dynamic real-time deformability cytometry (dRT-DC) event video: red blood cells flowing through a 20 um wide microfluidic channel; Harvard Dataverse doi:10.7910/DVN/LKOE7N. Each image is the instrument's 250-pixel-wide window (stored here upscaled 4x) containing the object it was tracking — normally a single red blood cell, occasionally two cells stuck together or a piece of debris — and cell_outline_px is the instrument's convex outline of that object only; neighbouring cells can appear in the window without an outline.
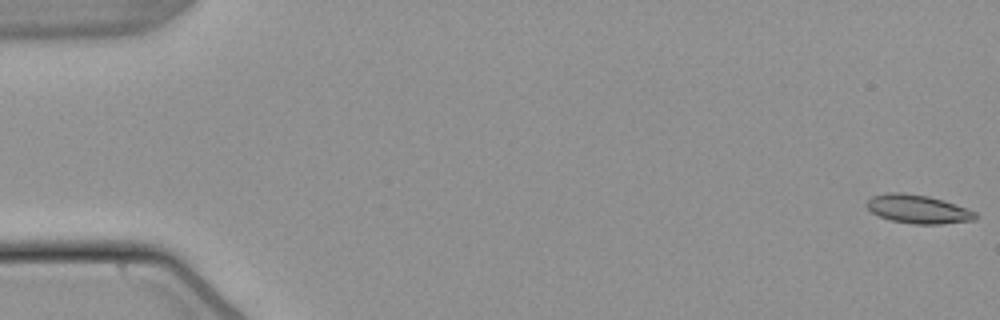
{"species": "common noctule bat (a hibernating species)", "species_latin": "Nyctalus noctula", "temperature_condition": "warm", "stored_images_in_passage": 54, "camera_frame_rate_fps": 3000, "um_per_image_px": 0.085, "animal": {"sex": "male", "body_mass_g": 21.5, "forearm_length_mm": 52.0}, "frame": {"image": 1, "passage_image": 1, "time_ms": 0.0, "image_size_px": [1000, 320], "cell_outline_px": [[980, 216], [976, 220], [940, 224], [912, 224], [892, 220], [880, 216], [872, 212], [868, 208], [868, 200], [872, 196], [888, 192], [900, 192], [928, 196], [976, 212]], "centroid_in_image_um": [78.04, 17.78], "position_along_channel_um": 7.0, "area_um2": 17.8}}
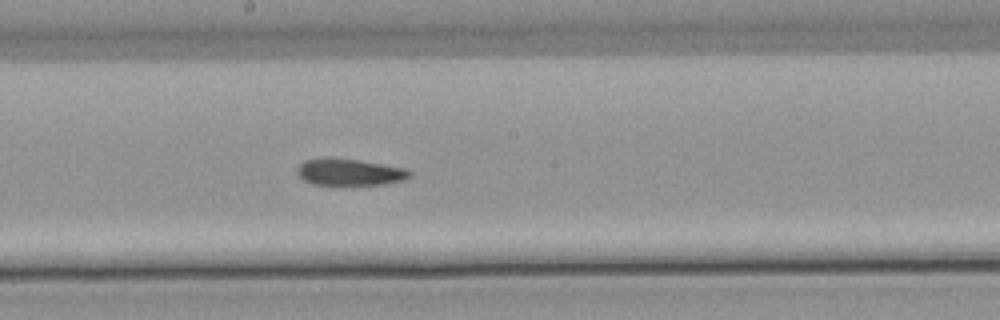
{"frame": {"image": 2, "passage_image": 30, "time_ms": 9.667, "image_size_px": [1000, 320], "cell_outline_px": [[412, 176], [404, 180], [384, 184], [312, 184], [304, 180], [296, 172], [296, 168], [304, 160], [356, 160], [404, 168], [412, 172]], "centroid_in_image_um": [29.75, 14.66], "position_along_channel_um": 218.4, "area_um2": 16.7}}
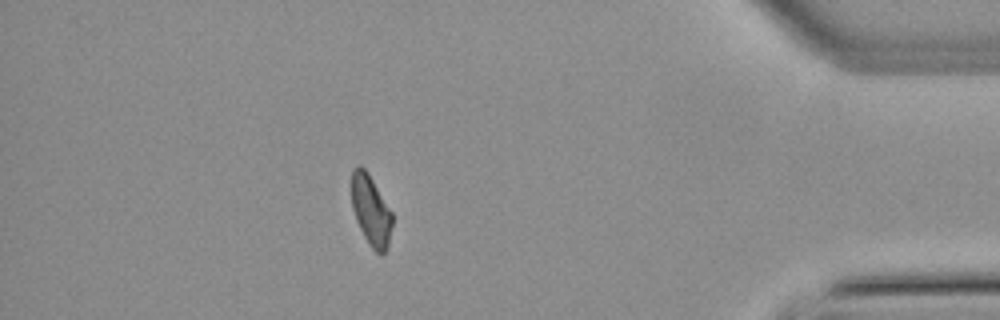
{"frame": {"image": 3, "passage_image": 48, "time_ms": 15.667, "image_size_px": [1000, 320], "cell_outline_px": [[392, 224], [388, 244], [384, 252], [380, 256], [372, 248], [364, 236], [356, 220], [352, 208], [352, 168], [356, 164], [360, 164], [368, 172], [392, 212]], "centroid_in_image_um": [31.51, 17.85], "position_along_channel_um": 403.7, "area_um2": 16.65}, "authors_computed_cell_mechanics": {"area_um2": 17.7446, "velocity_mm_per_s": 3.8294, "shape_relaxation_time_tau1_ms": null, "shape_relaxation_time_tau2_ms": 9.3656, "deformation_change_tau1": null, "deformation_change_tau2": 0.1727}}